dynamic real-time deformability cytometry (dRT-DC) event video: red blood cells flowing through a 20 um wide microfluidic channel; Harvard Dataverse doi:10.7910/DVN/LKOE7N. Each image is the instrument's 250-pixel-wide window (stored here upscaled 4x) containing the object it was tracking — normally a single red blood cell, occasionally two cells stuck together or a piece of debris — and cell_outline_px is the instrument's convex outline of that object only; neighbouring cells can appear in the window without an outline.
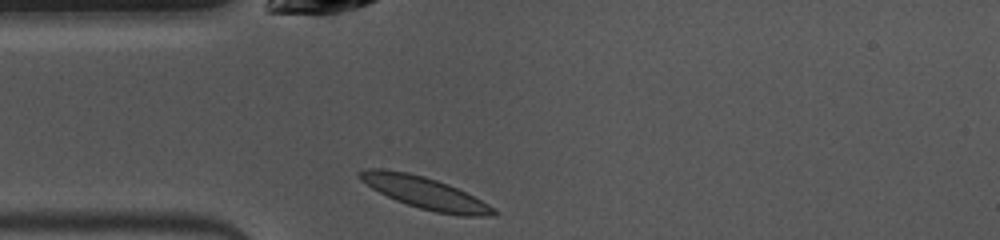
{"species": "common noctule bat (a hibernating species)", "species_latin": "Nyctalus noctula", "temperature_condition": "warm", "stored_images_in_passage": 14, "camera_frame_rate_fps": 3000, "um_per_image_px": 0.085, "animal": {"sex": "female", "body_mass_g": 10.0, "forearm_length_mm": 53.1}, "frame": {"image": 1, "passage_image": 1, "time_ms": 0.0, "image_size_px": [1000, 240], "cell_outline_px": [[500, 212], [496, 216], [460, 216], [436, 212], [420, 208], [396, 200], [372, 188], [360, 180], [360, 172], [368, 168], [380, 168], [408, 172], [424, 176], [448, 184], [496, 208]], "centroid_in_image_um": [36.17, 16.4], "position_along_channel_um": 48.8, "area_um2": 24.57}}
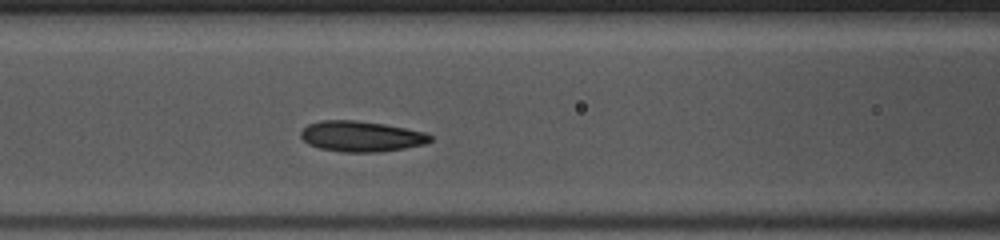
{"frame": {"image": 2, "passage_image": 8, "time_ms": 2.333, "image_size_px": [1000, 240], "cell_outline_px": [[432, 140], [424, 144], [404, 148], [376, 152], [344, 152], [320, 148], [308, 144], [300, 136], [300, 132], [308, 124], [320, 120], [356, 120], [384, 124], [424, 132], [432, 136]], "centroid_in_image_um": [30.68, 11.58], "position_along_channel_um": 135.9, "area_um2": 22.95}}
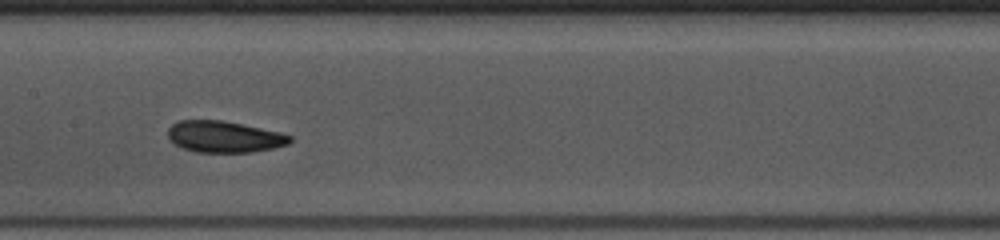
{"frame": {"image": 3, "passage_image": 12, "time_ms": 3.667, "image_size_px": [1000, 240], "cell_outline_px": [[292, 140], [288, 144], [272, 148], [252, 152], [196, 152], [184, 148], [176, 144], [168, 136], [168, 128], [172, 124], [180, 120], [224, 120], [280, 132], [292, 136]], "centroid_in_image_um": [19.07, 11.61], "position_along_channel_um": 188.3, "area_um2": 22.25}}